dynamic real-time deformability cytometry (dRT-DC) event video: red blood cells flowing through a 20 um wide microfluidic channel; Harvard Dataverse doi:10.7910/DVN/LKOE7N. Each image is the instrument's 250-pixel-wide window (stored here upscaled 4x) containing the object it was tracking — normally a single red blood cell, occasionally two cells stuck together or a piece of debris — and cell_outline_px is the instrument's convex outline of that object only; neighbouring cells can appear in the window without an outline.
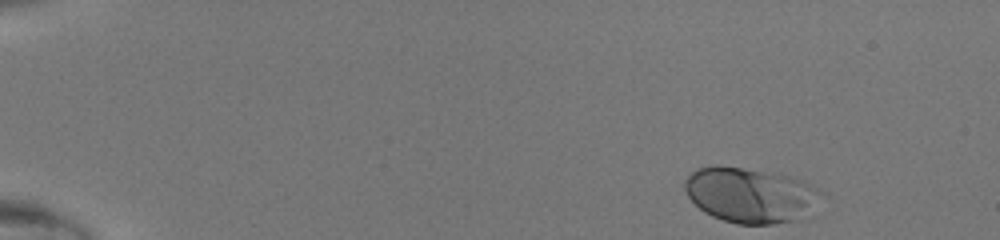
{"species": "human", "species_latin": "Homo sapiens", "temperature_condition": "room temperature", "stored_images_in_passage": 43, "camera_frame_rate_fps": 3000, "um_per_image_px": 0.085, "donor": {"sex": "male"}, "frame": {"image": 1, "passage_image": 1, "time_ms": 0.0, "image_size_px": [1000, 240], "cell_outline_px": [[828, 196], [816, 216], [772, 224], [736, 224], [712, 216], [704, 212], [688, 196], [684, 188], [684, 180], [696, 168], [716, 164], [788, 176], [804, 180]], "centroid_in_image_um": [63.93, 16.61], "position_along_channel_um": 21.1, "area_um2": 45.03}}
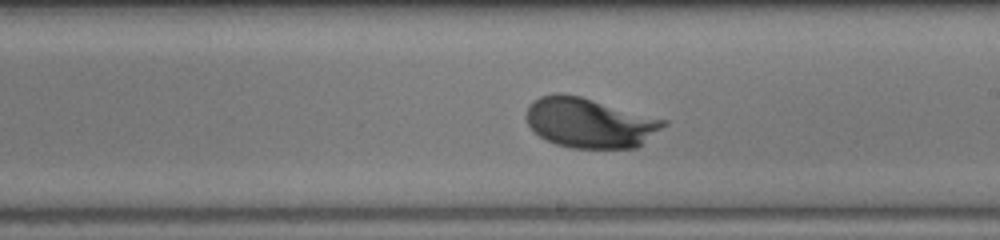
{"frame": {"image": 2, "passage_image": 25, "time_ms": 8.0, "image_size_px": [1000, 240], "cell_outline_px": [[668, 124], [636, 148], [572, 148], [556, 144], [544, 140], [528, 124], [528, 104], [532, 100], [540, 96], [556, 92], [564, 92], [580, 96], [668, 120]], "centroid_in_image_um": [50.13, 10.42], "position_along_channel_um": 238.9, "area_um2": 40.0}}
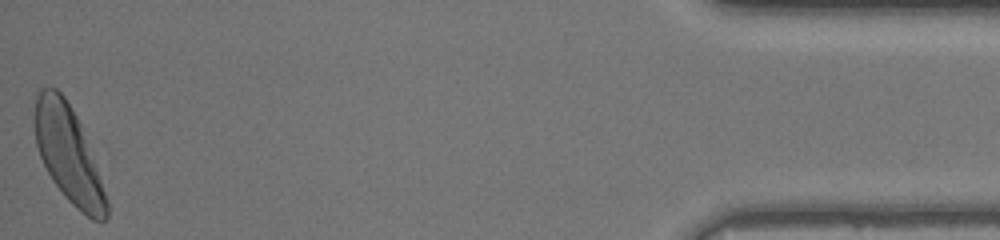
{"frame": {"image": 3, "passage_image": 43, "time_ms": 14.0, "image_size_px": [1000, 240], "cell_outline_px": [[108, 216], [100, 224], [92, 220], [80, 212], [64, 196], [52, 180], [40, 156], [36, 144], [32, 120], [36, 92], [40, 88], [56, 88], [64, 96], [76, 116], [80, 124], [108, 200]], "centroid_in_image_um": [5.77, 13.12], "position_along_channel_um": 429.4, "area_um2": 40.29}}